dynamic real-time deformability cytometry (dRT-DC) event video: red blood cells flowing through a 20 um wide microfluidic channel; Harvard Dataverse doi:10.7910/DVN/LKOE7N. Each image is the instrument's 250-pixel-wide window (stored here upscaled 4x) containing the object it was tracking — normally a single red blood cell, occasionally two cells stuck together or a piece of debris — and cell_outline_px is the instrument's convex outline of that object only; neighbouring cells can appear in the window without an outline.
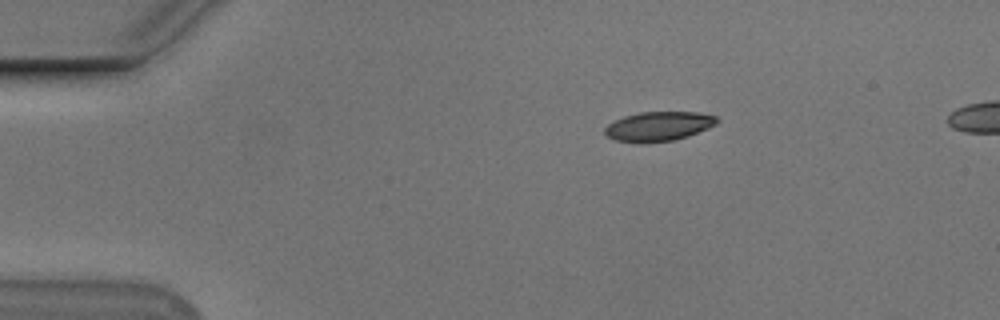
{"species": "Egyptian fruit bat (a non-hibernating species)", "species_latin": "Rousettus aegyptiacus", "temperature_condition": "cold", "stored_images_in_passage": 46, "camera_frame_rate_fps": 3000, "um_per_image_px": 0.085, "animal": {"sex": "male"}, "frame": {"image": 1, "passage_image": 1, "time_ms": 0.0, "image_size_px": [1000, 320], "cell_outline_px": [[720, 120], [716, 124], [708, 128], [688, 136], [672, 140], [648, 144], [640, 144], [616, 140], [608, 136], [604, 132], [604, 128], [608, 124], [624, 116], [640, 112], [696, 112], [716, 116]], "centroid_in_image_um": [55.97, 10.75], "position_along_channel_um": 29.0, "area_um2": 19.36}}
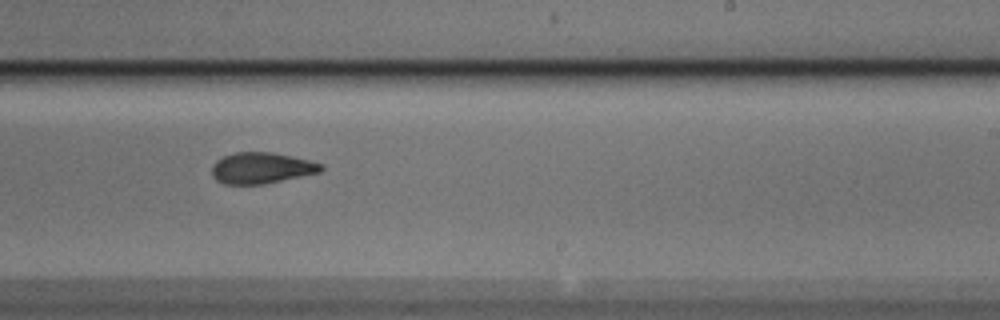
{"frame": {"image": 2, "passage_image": 25, "time_ms": 8.0, "image_size_px": [1000, 320], "cell_outline_px": [[324, 168], [320, 172], [264, 184], [224, 184], [216, 180], [212, 176], [212, 164], [216, 160], [224, 156], [236, 152], [272, 152], [308, 160], [324, 164]], "centroid_in_image_um": [22.21, 14.28], "position_along_channel_um": 266.8, "area_um2": 19.77}}
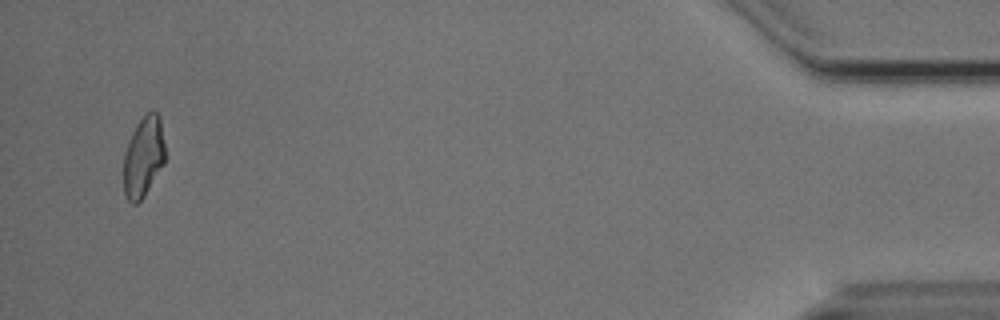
{"frame": {"image": 3, "passage_image": 44, "time_ms": 14.333, "image_size_px": [1000, 320], "cell_outline_px": [[164, 164], [144, 196], [136, 204], [132, 204], [124, 196], [124, 156], [132, 132], [140, 120], [148, 112], [156, 112], [160, 116], [164, 144]], "centroid_in_image_um": [12.19, 13.36], "position_along_channel_um": 423.0, "area_um2": 19.19}, "authors_computed_cell_mechanics": {"area_um2": 20.1433, "velocity_mm_per_s": 3.7521, "shape_relaxation_time_tau1_ms": 3.7432, "shape_relaxation_time_tau2_ms": 2.9558, "deformation_change_tau1": 0.1536, "deformation_change_tau2": 0.1065}}